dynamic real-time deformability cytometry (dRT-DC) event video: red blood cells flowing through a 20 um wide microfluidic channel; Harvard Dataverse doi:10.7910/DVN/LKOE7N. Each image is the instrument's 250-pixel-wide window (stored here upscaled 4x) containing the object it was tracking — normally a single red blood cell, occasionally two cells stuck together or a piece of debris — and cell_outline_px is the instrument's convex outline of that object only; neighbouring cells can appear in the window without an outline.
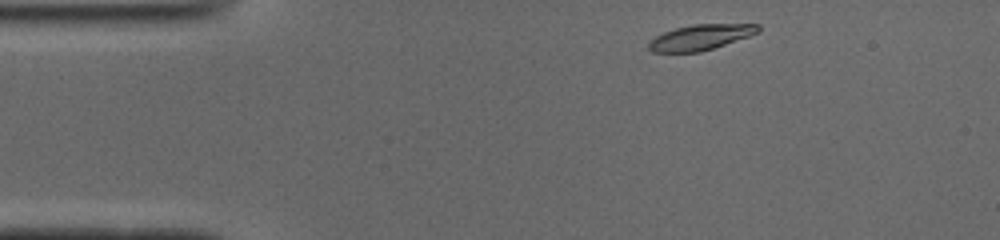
{"species": "common noctule bat (a hibernating species)", "species_latin": "Nyctalus noctula", "temperature_condition": "cold", "stored_images_in_passage": 44, "camera_frame_rate_fps": 3000, "um_per_image_px": 0.085, "animal": {"sex": "male", "body_mass_g": 19.0, "forearm_length_mm": 50.8}, "frame": {"image": 1, "passage_image": 1, "time_ms": 0.0, "image_size_px": [1000, 240], "cell_outline_px": [[760, 32], [700, 52], [652, 52], [648, 48], [648, 44], [656, 36], [664, 32], [676, 28], [696, 24], [760, 24]], "centroid_in_image_um": [59.55, 3.16], "position_along_channel_um": 25.5, "area_um2": 15.95}}
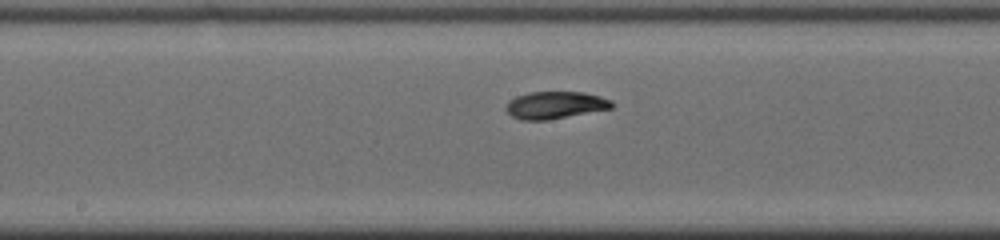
{"frame": {"image": 2, "passage_image": 19, "time_ms": 6.0, "image_size_px": [1000, 240], "cell_outline_px": [[616, 104], [612, 108], [548, 120], [520, 120], [512, 116], [504, 108], [508, 100], [516, 96], [528, 92], [584, 92], [600, 96], [612, 100]], "centroid_in_image_um": [47.19, 8.93], "position_along_channel_um": 201.0, "area_um2": 16.99}}
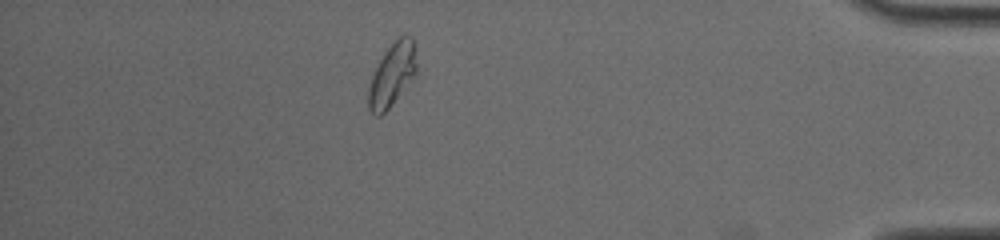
{"frame": {"image": 3, "passage_image": 38, "time_ms": 12.333, "image_size_px": [1000, 240], "cell_outline_px": [[416, 72], [388, 108], [380, 116], [376, 116], [368, 108], [368, 88], [372, 76], [384, 52], [404, 32], [412, 36], [416, 64]], "centroid_in_image_um": [33.31, 6.32], "position_along_channel_um": 401.9, "area_um2": 17.11}, "authors_computed_cell_mechanics": {"area_um2": 16.8487, "velocity_mm_per_s": 3.9005, "shape_relaxation_time_tau1_ms": 6.7572, "shape_relaxation_time_tau2_ms": 2.9962, "deformation_change_tau1": 0.2049, "deformation_change_tau2": 0.0512}}